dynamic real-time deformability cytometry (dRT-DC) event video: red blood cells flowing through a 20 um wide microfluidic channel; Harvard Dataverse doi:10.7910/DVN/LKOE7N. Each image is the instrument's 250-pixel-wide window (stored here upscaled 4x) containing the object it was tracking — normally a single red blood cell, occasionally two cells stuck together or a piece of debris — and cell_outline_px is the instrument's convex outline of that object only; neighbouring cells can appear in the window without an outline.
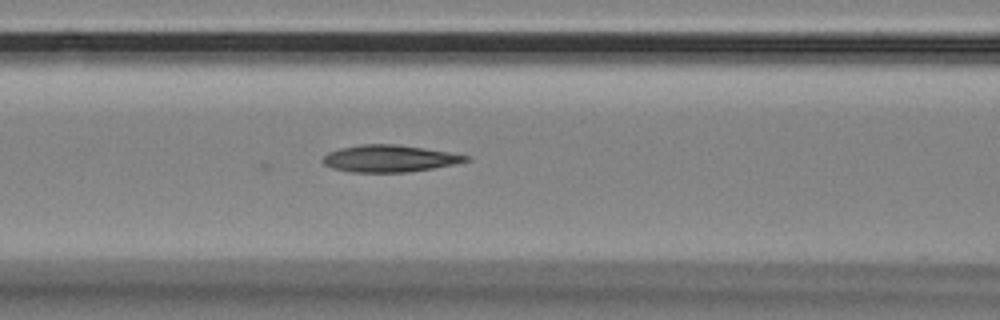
{"species": "Egyptian fruit bat (a non-hibernating species)", "species_latin": "Rousettus aegyptiacus", "temperature_condition": "room temperature", "stored_images_in_passage": 21, "camera_frame_rate_fps": 3000, "um_per_image_px": 0.085, "animal": {"sex": "female"}, "frame": {"image": 1, "passage_image": 6, "time_ms": 1.667, "image_size_px": [1000, 320], "cell_outline_px": [[472, 160], [432, 168], [408, 172], [352, 172], [332, 168], [324, 164], [320, 160], [328, 152], [340, 148], [360, 144], [396, 144], [424, 148], [472, 156]], "centroid_in_image_um": [33.09, 13.47], "position_along_channel_um": 133.5, "area_um2": 22.48}}
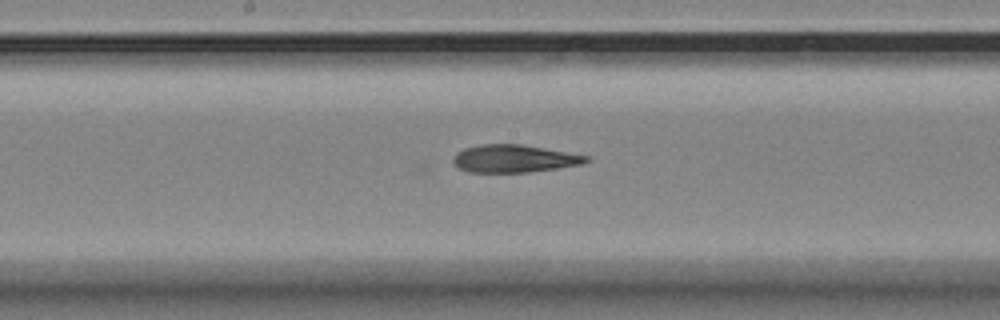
{"frame": {"image": 2, "passage_image": 12, "time_ms": 3.667, "image_size_px": [1000, 320], "cell_outline_px": [[592, 160], [584, 164], [560, 168], [528, 172], [468, 172], [460, 168], [452, 160], [456, 152], [464, 148], [480, 144], [520, 144], [592, 156]], "centroid_in_image_um": [43.77, 13.48], "position_along_channel_um": 204.4, "area_um2": 21.62}}
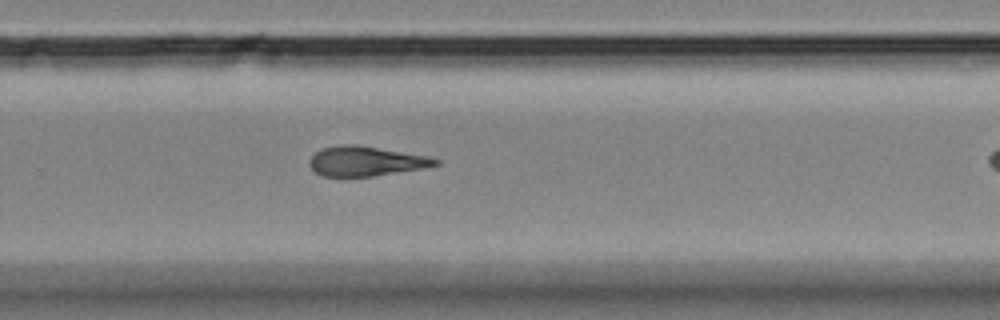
{"frame": {"image": 3, "passage_image": 20, "time_ms": 6.333, "image_size_px": [1000, 320], "cell_outline_px": [[440, 164], [424, 168], [372, 176], [324, 176], [312, 172], [308, 164], [312, 156], [320, 148], [344, 144], [356, 144], [428, 156], [440, 160]], "centroid_in_image_um": [31.07, 13.7], "position_along_channel_um": 298.7, "area_um2": 21.85}}